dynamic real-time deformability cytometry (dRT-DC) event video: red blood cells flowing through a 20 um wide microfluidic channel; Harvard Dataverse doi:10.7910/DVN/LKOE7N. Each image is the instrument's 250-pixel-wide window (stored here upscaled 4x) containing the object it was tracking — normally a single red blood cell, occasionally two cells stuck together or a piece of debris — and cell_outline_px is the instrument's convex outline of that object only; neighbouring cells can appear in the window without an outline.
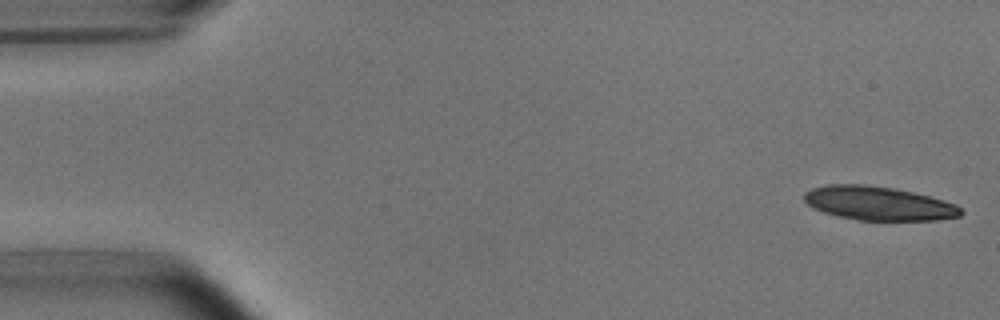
{"species": "common noctule bat (a hibernating species)", "species_latin": "Nyctalus noctula", "temperature_condition": "room temperature", "stored_images_in_passage": 23, "camera_frame_rate_fps": 3000, "um_per_image_px": 0.085, "animal": {"sex": "male", "body_mass_g": 15.6}, "frame": {"image": 1, "passage_image": 1, "time_ms": 0.0, "image_size_px": [1000, 320], "cell_outline_px": [[964, 212], [960, 216], [936, 220], [856, 220], [836, 216], [812, 208], [804, 200], [804, 192], [812, 188], [828, 184], [864, 184], [892, 188], [912, 192], [944, 200], [956, 204]], "centroid_in_image_um": [74.65, 17.29], "position_along_channel_um": 10.4, "area_um2": 30.92}}